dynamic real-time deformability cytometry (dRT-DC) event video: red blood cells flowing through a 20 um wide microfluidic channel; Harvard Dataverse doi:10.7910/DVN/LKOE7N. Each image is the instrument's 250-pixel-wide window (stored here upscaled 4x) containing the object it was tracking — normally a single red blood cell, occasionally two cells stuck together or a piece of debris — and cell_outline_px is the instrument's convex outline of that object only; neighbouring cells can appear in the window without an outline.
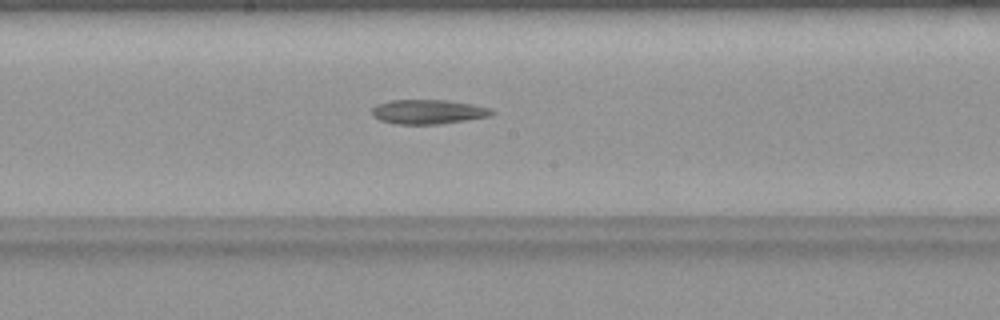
{"species": "common noctule bat (a hibernating species)", "species_latin": "Nyctalus noctula", "temperature_condition": "warm", "stored_images_in_passage": 32, "camera_frame_rate_fps": 3000, "um_per_image_px": 0.085, "animal": {"sex": "female", "body_mass_g": 19.9}, "frame": {"image": 1, "passage_image": 12, "time_ms": 3.667, "image_size_px": [1000, 320], "cell_outline_px": [[492, 116], [440, 124], [396, 124], [380, 120], [372, 116], [372, 108], [376, 104], [392, 100], [448, 100], [472, 104], [492, 108]], "centroid_in_image_um": [36.39, 9.5], "position_along_channel_um": 211.8, "area_um2": 17.11}}
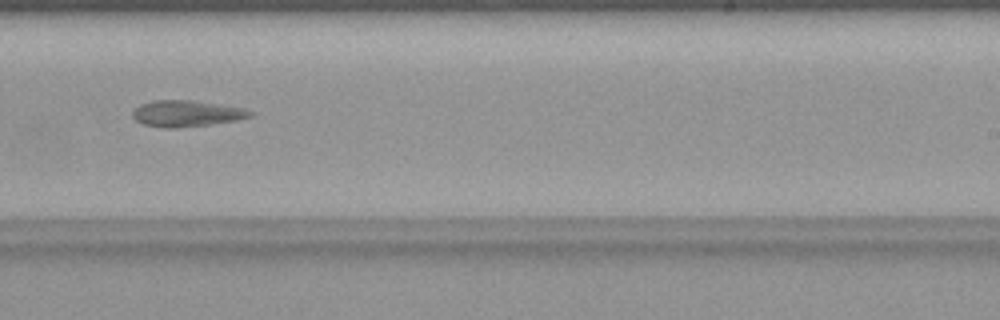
{"frame": {"image": 2, "passage_image": 16, "time_ms": 5.0, "image_size_px": [1000, 320], "cell_outline_px": [[252, 116], [236, 120], [208, 124], [176, 128], [164, 128], [144, 124], [136, 120], [132, 116], [132, 112], [140, 104], [156, 100], [196, 100], [244, 108], [252, 112]], "centroid_in_image_um": [15.84, 9.64], "position_along_channel_um": 273.2, "area_um2": 17.86}}
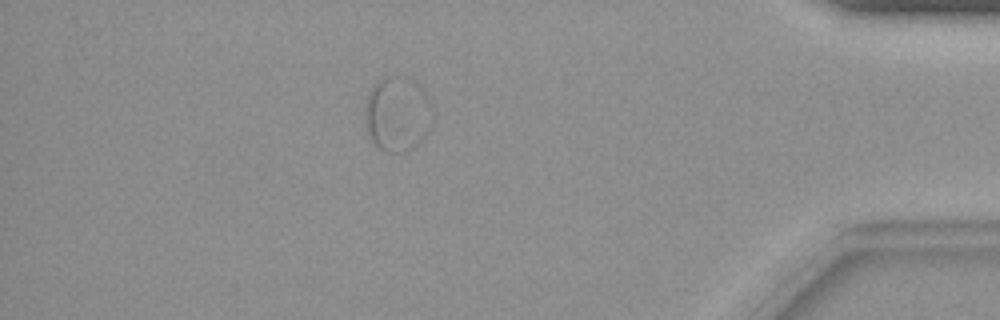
{"frame": {"image": 3, "passage_image": 27, "time_ms": 8.667, "image_size_px": [1000, 320], "cell_outline_px": [[432, 124], [428, 132], [412, 148], [404, 152], [388, 152], [380, 148], [372, 140], [368, 132], [364, 112], [364, 104], [368, 92], [380, 76], [396, 76], [412, 80], [424, 92], [432, 104]], "centroid_in_image_um": [33.76, 9.67], "position_along_channel_um": 401.4, "area_um2": 29.54}}